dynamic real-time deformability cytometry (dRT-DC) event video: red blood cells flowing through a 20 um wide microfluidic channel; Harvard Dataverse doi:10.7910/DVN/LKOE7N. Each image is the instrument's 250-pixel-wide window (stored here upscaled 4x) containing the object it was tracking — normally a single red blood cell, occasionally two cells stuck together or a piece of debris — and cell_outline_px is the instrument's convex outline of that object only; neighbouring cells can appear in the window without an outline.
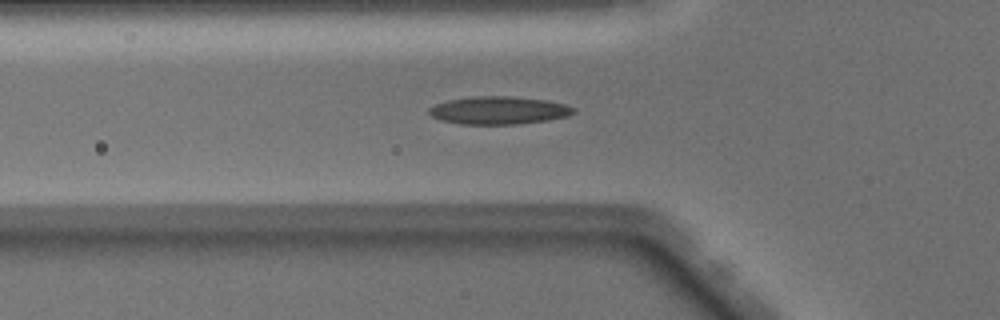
{"species": "Egyptian fruit bat (a non-hibernating species)", "species_latin": "Rousettus aegyptiacus", "temperature_condition": "warm", "stored_images_in_passage": 33, "camera_frame_rate_fps": 3000, "um_per_image_px": 0.085, "animal": {"sex": "male"}, "frame": {"image": 1, "passage_image": 5, "time_ms": 1.333, "image_size_px": [1000, 320], "cell_outline_px": [[576, 112], [568, 116], [548, 120], [516, 124], [460, 124], [440, 120], [432, 116], [428, 112], [428, 108], [436, 104], [448, 100], [472, 96], [508, 96], [548, 100], [564, 104], [576, 108]], "centroid_in_image_um": [42.4, 9.38], "position_along_channel_um": 83.4, "area_um2": 23.52}}
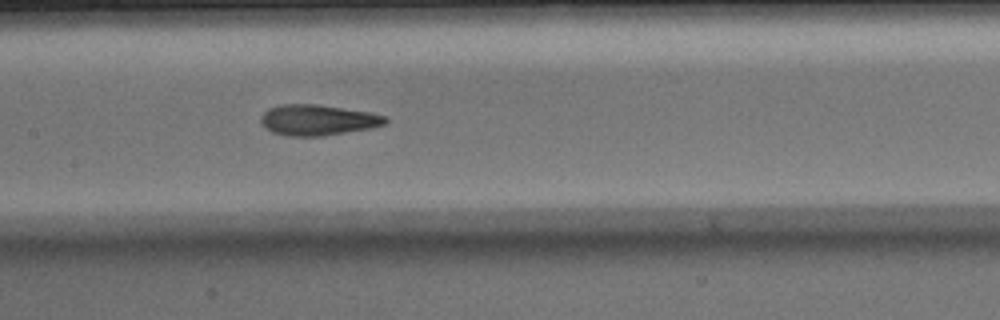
{"frame": {"image": 2, "passage_image": 12, "time_ms": 3.667, "image_size_px": [1000, 320], "cell_outline_px": [[388, 120], [384, 124], [372, 128], [320, 136], [288, 136], [272, 132], [264, 128], [260, 120], [260, 116], [268, 108], [280, 104], [316, 104], [368, 112], [388, 116]], "centroid_in_image_um": [26.97, 10.2], "position_along_channel_um": 180.4, "area_um2": 22.31}}
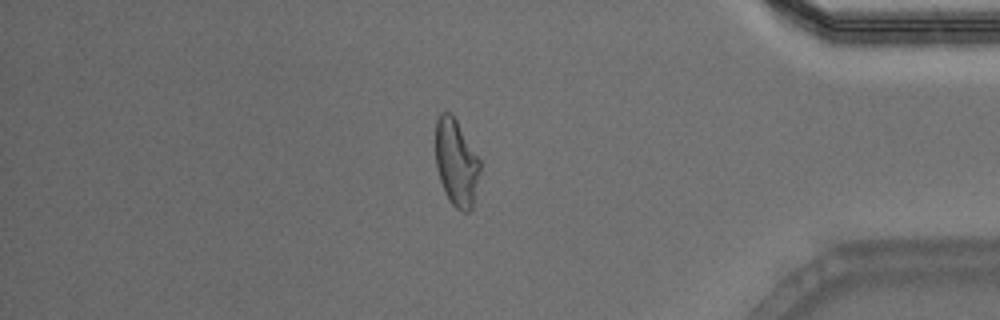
{"frame": {"image": 3, "passage_image": 30, "time_ms": 9.667, "image_size_px": [1000, 320], "cell_outline_px": [[480, 172], [472, 208], [468, 212], [464, 212], [456, 208], [452, 204], [444, 192], [436, 168], [436, 120], [440, 112], [452, 112], [480, 160]], "centroid_in_image_um": [38.78, 13.81], "position_along_channel_um": 396.4, "area_um2": 22.54}}